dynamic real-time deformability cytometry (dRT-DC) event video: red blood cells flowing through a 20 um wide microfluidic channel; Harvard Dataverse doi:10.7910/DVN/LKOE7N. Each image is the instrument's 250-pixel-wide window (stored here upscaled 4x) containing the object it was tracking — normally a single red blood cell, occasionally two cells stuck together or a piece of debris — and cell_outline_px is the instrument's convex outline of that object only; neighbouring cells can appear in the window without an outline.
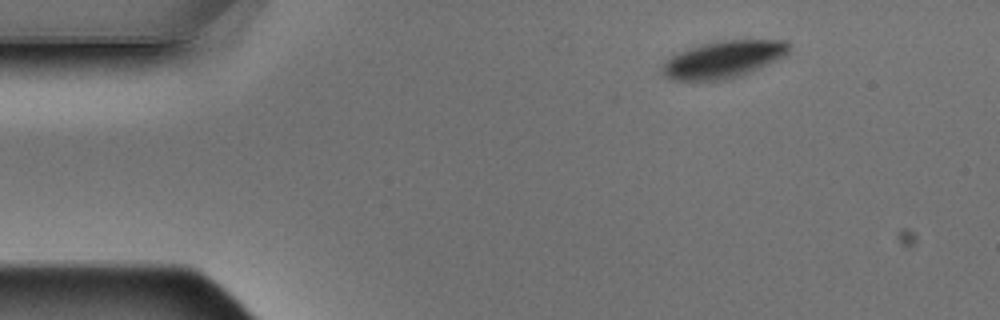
{"species": "Egyptian fruit bat (a non-hibernating species)", "species_latin": "Rousettus aegyptiacus", "temperature_condition": "warm", "stored_images_in_passage": 3, "segment_of_instrument_passage": [2, 2], "camera_frame_rate_fps": 3000, "um_per_image_px": 0.085, "animal": {"sex": "male"}, "frame": {"image": 1, "passage_image": 3, "time_ms": 0.667, "image_size_px": [1000, 320], "cell_outline_px": [[792, 48], [784, 56], [760, 68], [724, 80], [672, 80], [664, 76], [660, 68], [664, 60], [688, 48], [700, 44], [716, 40], [788, 40], [792, 44]], "centroid_in_image_um": [61.49, 5.03], "position_along_channel_um": 23.5, "area_um2": 27.57}}